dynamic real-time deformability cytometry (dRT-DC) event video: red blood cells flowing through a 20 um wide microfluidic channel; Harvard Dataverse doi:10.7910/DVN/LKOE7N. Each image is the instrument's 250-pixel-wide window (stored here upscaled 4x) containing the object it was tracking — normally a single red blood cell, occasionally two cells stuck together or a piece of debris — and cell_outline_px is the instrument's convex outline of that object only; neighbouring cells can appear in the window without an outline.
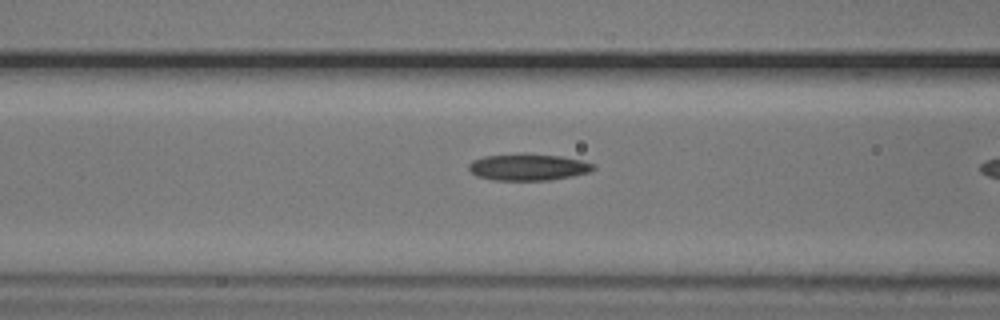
{"species": "common noctule bat (a hibernating species)", "species_latin": "Nyctalus noctula", "temperature_condition": "cold", "stored_images_in_passage": 6, "camera_frame_rate_fps": 3000, "um_per_image_px": 0.085, "animal": {"sex": "male", "body_mass_g": 20.5, "forearm_length_mm": 52.5}, "frame": {"image": 1, "passage_image": 5, "time_ms": 1.333, "image_size_px": [1000, 320], "cell_outline_px": [[596, 168], [588, 172], [572, 176], [552, 180], [492, 180], [476, 176], [468, 168], [468, 164], [472, 160], [484, 156], [520, 152], [528, 152], [560, 156], [580, 160], [596, 164]], "centroid_in_image_um": [44.87, 14.18], "position_along_channel_um": 121.7, "area_um2": 19.83}}